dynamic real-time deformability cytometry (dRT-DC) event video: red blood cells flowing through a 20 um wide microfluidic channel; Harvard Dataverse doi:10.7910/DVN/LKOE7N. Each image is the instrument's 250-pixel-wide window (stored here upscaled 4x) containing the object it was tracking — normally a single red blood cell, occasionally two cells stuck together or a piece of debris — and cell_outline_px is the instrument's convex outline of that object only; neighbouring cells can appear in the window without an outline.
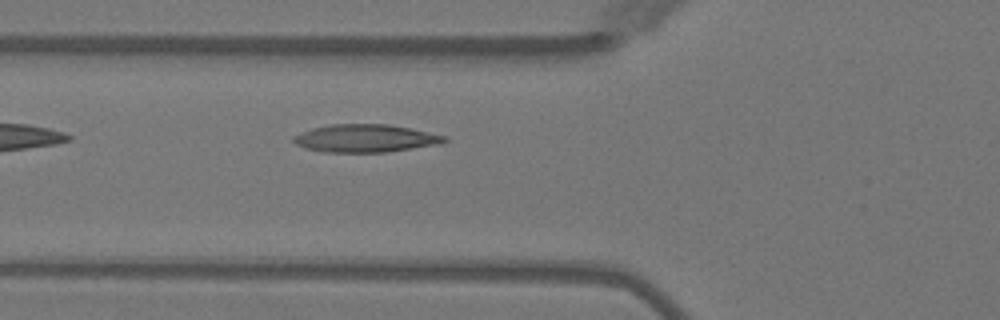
{"species": "Egyptian fruit bat (a non-hibernating species)", "species_latin": "Rousettus aegyptiacus", "temperature_condition": "warm", "stored_images_in_passage": 2, "camera_frame_rate_fps": 3000, "um_per_image_px": 0.085, "animal": {"sex": "female"}, "frame": {"image": 1, "passage_image": 2, "time_ms": 1.333, "image_size_px": [1000, 320], "cell_outline_px": [[448, 140], [440, 144], [384, 152], [320, 152], [304, 148], [296, 144], [292, 140], [292, 136], [312, 128], [328, 124], [388, 124], [412, 128], [448, 136]], "centroid_in_image_um": [31.05, 11.75], "position_along_channel_um": 94.7, "area_um2": 24.68}}